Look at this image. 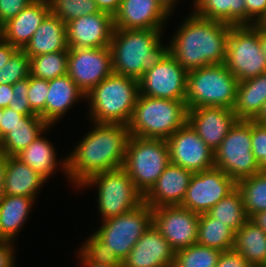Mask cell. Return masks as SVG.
Returning a JSON list of instances; mask_svg holds the SVG:
<instances>
[{"label":"cell","instance_id":"obj_32","mask_svg":"<svg viewBox=\"0 0 266 267\" xmlns=\"http://www.w3.org/2000/svg\"><path fill=\"white\" fill-rule=\"evenodd\" d=\"M235 232L208 213L199 214L197 244L225 251L233 248Z\"/></svg>","mask_w":266,"mask_h":267},{"label":"cell","instance_id":"obj_14","mask_svg":"<svg viewBox=\"0 0 266 267\" xmlns=\"http://www.w3.org/2000/svg\"><path fill=\"white\" fill-rule=\"evenodd\" d=\"M112 73L109 47L69 48L67 74L85 95Z\"/></svg>","mask_w":266,"mask_h":267},{"label":"cell","instance_id":"obj_22","mask_svg":"<svg viewBox=\"0 0 266 267\" xmlns=\"http://www.w3.org/2000/svg\"><path fill=\"white\" fill-rule=\"evenodd\" d=\"M49 13L48 0H34L0 28V37L22 50Z\"/></svg>","mask_w":266,"mask_h":267},{"label":"cell","instance_id":"obj_57","mask_svg":"<svg viewBox=\"0 0 266 267\" xmlns=\"http://www.w3.org/2000/svg\"><path fill=\"white\" fill-rule=\"evenodd\" d=\"M2 116H3V108L0 107V122H1Z\"/></svg>","mask_w":266,"mask_h":267},{"label":"cell","instance_id":"obj_11","mask_svg":"<svg viewBox=\"0 0 266 267\" xmlns=\"http://www.w3.org/2000/svg\"><path fill=\"white\" fill-rule=\"evenodd\" d=\"M151 224L152 208L143 202L127 213L103 220L94 234L123 262Z\"/></svg>","mask_w":266,"mask_h":267},{"label":"cell","instance_id":"obj_55","mask_svg":"<svg viewBox=\"0 0 266 267\" xmlns=\"http://www.w3.org/2000/svg\"><path fill=\"white\" fill-rule=\"evenodd\" d=\"M164 6L165 8L171 13L172 15V10L174 8V5H176L175 3H177L178 0H159Z\"/></svg>","mask_w":266,"mask_h":267},{"label":"cell","instance_id":"obj_4","mask_svg":"<svg viewBox=\"0 0 266 267\" xmlns=\"http://www.w3.org/2000/svg\"><path fill=\"white\" fill-rule=\"evenodd\" d=\"M138 96L137 79L112 73L86 94L90 120L128 125Z\"/></svg>","mask_w":266,"mask_h":267},{"label":"cell","instance_id":"obj_30","mask_svg":"<svg viewBox=\"0 0 266 267\" xmlns=\"http://www.w3.org/2000/svg\"><path fill=\"white\" fill-rule=\"evenodd\" d=\"M233 249L252 267L266 266V233L250 218L235 232Z\"/></svg>","mask_w":266,"mask_h":267},{"label":"cell","instance_id":"obj_39","mask_svg":"<svg viewBox=\"0 0 266 267\" xmlns=\"http://www.w3.org/2000/svg\"><path fill=\"white\" fill-rule=\"evenodd\" d=\"M30 76V58L23 50H17L0 69V85H14Z\"/></svg>","mask_w":266,"mask_h":267},{"label":"cell","instance_id":"obj_27","mask_svg":"<svg viewBox=\"0 0 266 267\" xmlns=\"http://www.w3.org/2000/svg\"><path fill=\"white\" fill-rule=\"evenodd\" d=\"M36 198L5 195L0 201V240L15 241Z\"/></svg>","mask_w":266,"mask_h":267},{"label":"cell","instance_id":"obj_23","mask_svg":"<svg viewBox=\"0 0 266 267\" xmlns=\"http://www.w3.org/2000/svg\"><path fill=\"white\" fill-rule=\"evenodd\" d=\"M48 85L44 121L52 126L71 109L74 103L76 104L78 99L86 100V95L68 74L49 80Z\"/></svg>","mask_w":266,"mask_h":267},{"label":"cell","instance_id":"obj_46","mask_svg":"<svg viewBox=\"0 0 266 267\" xmlns=\"http://www.w3.org/2000/svg\"><path fill=\"white\" fill-rule=\"evenodd\" d=\"M24 116V114L15 112L9 107L3 108V116L0 122V140L19 123V120Z\"/></svg>","mask_w":266,"mask_h":267},{"label":"cell","instance_id":"obj_43","mask_svg":"<svg viewBox=\"0 0 266 267\" xmlns=\"http://www.w3.org/2000/svg\"><path fill=\"white\" fill-rule=\"evenodd\" d=\"M246 25H260L266 20V0H244Z\"/></svg>","mask_w":266,"mask_h":267},{"label":"cell","instance_id":"obj_44","mask_svg":"<svg viewBox=\"0 0 266 267\" xmlns=\"http://www.w3.org/2000/svg\"><path fill=\"white\" fill-rule=\"evenodd\" d=\"M34 0H0V28Z\"/></svg>","mask_w":266,"mask_h":267},{"label":"cell","instance_id":"obj_3","mask_svg":"<svg viewBox=\"0 0 266 267\" xmlns=\"http://www.w3.org/2000/svg\"><path fill=\"white\" fill-rule=\"evenodd\" d=\"M162 30L114 28L109 45L113 73L139 79L170 53L163 46Z\"/></svg>","mask_w":266,"mask_h":267},{"label":"cell","instance_id":"obj_10","mask_svg":"<svg viewBox=\"0 0 266 267\" xmlns=\"http://www.w3.org/2000/svg\"><path fill=\"white\" fill-rule=\"evenodd\" d=\"M225 64L239 82L266 72V57L259 41V25L231 27Z\"/></svg>","mask_w":266,"mask_h":267},{"label":"cell","instance_id":"obj_9","mask_svg":"<svg viewBox=\"0 0 266 267\" xmlns=\"http://www.w3.org/2000/svg\"><path fill=\"white\" fill-rule=\"evenodd\" d=\"M214 167L236 183L260 172L251 146V120H237L214 152Z\"/></svg>","mask_w":266,"mask_h":267},{"label":"cell","instance_id":"obj_45","mask_svg":"<svg viewBox=\"0 0 266 267\" xmlns=\"http://www.w3.org/2000/svg\"><path fill=\"white\" fill-rule=\"evenodd\" d=\"M215 267H252L237 250L222 251Z\"/></svg>","mask_w":266,"mask_h":267},{"label":"cell","instance_id":"obj_13","mask_svg":"<svg viewBox=\"0 0 266 267\" xmlns=\"http://www.w3.org/2000/svg\"><path fill=\"white\" fill-rule=\"evenodd\" d=\"M236 187L237 183L218 168L194 173L181 207L198 214L207 213Z\"/></svg>","mask_w":266,"mask_h":267},{"label":"cell","instance_id":"obj_20","mask_svg":"<svg viewBox=\"0 0 266 267\" xmlns=\"http://www.w3.org/2000/svg\"><path fill=\"white\" fill-rule=\"evenodd\" d=\"M175 252L152 223L122 262V267H172Z\"/></svg>","mask_w":266,"mask_h":267},{"label":"cell","instance_id":"obj_6","mask_svg":"<svg viewBox=\"0 0 266 267\" xmlns=\"http://www.w3.org/2000/svg\"><path fill=\"white\" fill-rule=\"evenodd\" d=\"M238 83L225 63L192 70L187 73L186 106L188 109L203 106L233 109Z\"/></svg>","mask_w":266,"mask_h":267},{"label":"cell","instance_id":"obj_19","mask_svg":"<svg viewBox=\"0 0 266 267\" xmlns=\"http://www.w3.org/2000/svg\"><path fill=\"white\" fill-rule=\"evenodd\" d=\"M237 120L230 108L203 106L188 109L187 122L214 152Z\"/></svg>","mask_w":266,"mask_h":267},{"label":"cell","instance_id":"obj_7","mask_svg":"<svg viewBox=\"0 0 266 267\" xmlns=\"http://www.w3.org/2000/svg\"><path fill=\"white\" fill-rule=\"evenodd\" d=\"M170 163L165 139L130 136L123 169L135 187L145 195Z\"/></svg>","mask_w":266,"mask_h":267},{"label":"cell","instance_id":"obj_54","mask_svg":"<svg viewBox=\"0 0 266 267\" xmlns=\"http://www.w3.org/2000/svg\"><path fill=\"white\" fill-rule=\"evenodd\" d=\"M253 121L266 125V100L262 105L261 110L259 111L258 115L253 119Z\"/></svg>","mask_w":266,"mask_h":267},{"label":"cell","instance_id":"obj_21","mask_svg":"<svg viewBox=\"0 0 266 267\" xmlns=\"http://www.w3.org/2000/svg\"><path fill=\"white\" fill-rule=\"evenodd\" d=\"M194 173L171 162L144 195V202L152 209L162 206H181Z\"/></svg>","mask_w":266,"mask_h":267},{"label":"cell","instance_id":"obj_33","mask_svg":"<svg viewBox=\"0 0 266 267\" xmlns=\"http://www.w3.org/2000/svg\"><path fill=\"white\" fill-rule=\"evenodd\" d=\"M207 213L214 219L228 225L234 232H237L249 219L242 194L237 187Z\"/></svg>","mask_w":266,"mask_h":267},{"label":"cell","instance_id":"obj_52","mask_svg":"<svg viewBox=\"0 0 266 267\" xmlns=\"http://www.w3.org/2000/svg\"><path fill=\"white\" fill-rule=\"evenodd\" d=\"M250 219L266 233V210L256 213Z\"/></svg>","mask_w":266,"mask_h":267},{"label":"cell","instance_id":"obj_1","mask_svg":"<svg viewBox=\"0 0 266 267\" xmlns=\"http://www.w3.org/2000/svg\"><path fill=\"white\" fill-rule=\"evenodd\" d=\"M92 129L67 156L66 177L77 189L93 175L123 168L125 162L128 125L94 123Z\"/></svg>","mask_w":266,"mask_h":267},{"label":"cell","instance_id":"obj_31","mask_svg":"<svg viewBox=\"0 0 266 267\" xmlns=\"http://www.w3.org/2000/svg\"><path fill=\"white\" fill-rule=\"evenodd\" d=\"M196 16L216 20L233 26L246 25V7L244 0H194Z\"/></svg>","mask_w":266,"mask_h":267},{"label":"cell","instance_id":"obj_53","mask_svg":"<svg viewBox=\"0 0 266 267\" xmlns=\"http://www.w3.org/2000/svg\"><path fill=\"white\" fill-rule=\"evenodd\" d=\"M259 41L263 54L266 57V24L259 25Z\"/></svg>","mask_w":266,"mask_h":267},{"label":"cell","instance_id":"obj_56","mask_svg":"<svg viewBox=\"0 0 266 267\" xmlns=\"http://www.w3.org/2000/svg\"><path fill=\"white\" fill-rule=\"evenodd\" d=\"M80 264L83 265V267H110L107 265L97 264L92 261H80Z\"/></svg>","mask_w":266,"mask_h":267},{"label":"cell","instance_id":"obj_40","mask_svg":"<svg viewBox=\"0 0 266 267\" xmlns=\"http://www.w3.org/2000/svg\"><path fill=\"white\" fill-rule=\"evenodd\" d=\"M48 80L29 76L28 100L31 111L44 120V109L48 96Z\"/></svg>","mask_w":266,"mask_h":267},{"label":"cell","instance_id":"obj_50","mask_svg":"<svg viewBox=\"0 0 266 267\" xmlns=\"http://www.w3.org/2000/svg\"><path fill=\"white\" fill-rule=\"evenodd\" d=\"M13 97L12 85H0V107L7 108Z\"/></svg>","mask_w":266,"mask_h":267},{"label":"cell","instance_id":"obj_24","mask_svg":"<svg viewBox=\"0 0 266 267\" xmlns=\"http://www.w3.org/2000/svg\"><path fill=\"white\" fill-rule=\"evenodd\" d=\"M22 50L29 58L58 51H69L66 24L50 12Z\"/></svg>","mask_w":266,"mask_h":267},{"label":"cell","instance_id":"obj_41","mask_svg":"<svg viewBox=\"0 0 266 267\" xmlns=\"http://www.w3.org/2000/svg\"><path fill=\"white\" fill-rule=\"evenodd\" d=\"M252 152L260 171H266V125L251 120Z\"/></svg>","mask_w":266,"mask_h":267},{"label":"cell","instance_id":"obj_18","mask_svg":"<svg viewBox=\"0 0 266 267\" xmlns=\"http://www.w3.org/2000/svg\"><path fill=\"white\" fill-rule=\"evenodd\" d=\"M170 14L159 0H122L113 24L117 29L163 30Z\"/></svg>","mask_w":266,"mask_h":267},{"label":"cell","instance_id":"obj_17","mask_svg":"<svg viewBox=\"0 0 266 267\" xmlns=\"http://www.w3.org/2000/svg\"><path fill=\"white\" fill-rule=\"evenodd\" d=\"M114 30L113 16L100 11L66 23L68 48L109 47Z\"/></svg>","mask_w":266,"mask_h":267},{"label":"cell","instance_id":"obj_26","mask_svg":"<svg viewBox=\"0 0 266 267\" xmlns=\"http://www.w3.org/2000/svg\"><path fill=\"white\" fill-rule=\"evenodd\" d=\"M40 134L27 148L21 150L15 155L21 162L30 166L39 173L47 181L53 175L55 169L60 164V168L67 175V157L62 161H57V156L52 144L49 140ZM60 162V163H59ZM59 163V164H58Z\"/></svg>","mask_w":266,"mask_h":267},{"label":"cell","instance_id":"obj_35","mask_svg":"<svg viewBox=\"0 0 266 267\" xmlns=\"http://www.w3.org/2000/svg\"><path fill=\"white\" fill-rule=\"evenodd\" d=\"M68 51H58L30 58V75L52 80L67 74Z\"/></svg>","mask_w":266,"mask_h":267},{"label":"cell","instance_id":"obj_42","mask_svg":"<svg viewBox=\"0 0 266 267\" xmlns=\"http://www.w3.org/2000/svg\"><path fill=\"white\" fill-rule=\"evenodd\" d=\"M13 97L9 103V108L15 112L24 114L25 116H38L35 115L30 108L28 100V88H29V77L16 82L12 85Z\"/></svg>","mask_w":266,"mask_h":267},{"label":"cell","instance_id":"obj_2","mask_svg":"<svg viewBox=\"0 0 266 267\" xmlns=\"http://www.w3.org/2000/svg\"><path fill=\"white\" fill-rule=\"evenodd\" d=\"M232 26L191 13L170 40V53L187 72L213 64H224Z\"/></svg>","mask_w":266,"mask_h":267},{"label":"cell","instance_id":"obj_48","mask_svg":"<svg viewBox=\"0 0 266 267\" xmlns=\"http://www.w3.org/2000/svg\"><path fill=\"white\" fill-rule=\"evenodd\" d=\"M18 49L0 37V69L8 62Z\"/></svg>","mask_w":266,"mask_h":267},{"label":"cell","instance_id":"obj_36","mask_svg":"<svg viewBox=\"0 0 266 267\" xmlns=\"http://www.w3.org/2000/svg\"><path fill=\"white\" fill-rule=\"evenodd\" d=\"M220 254V250L196 243L176 251L172 267H215Z\"/></svg>","mask_w":266,"mask_h":267},{"label":"cell","instance_id":"obj_15","mask_svg":"<svg viewBox=\"0 0 266 267\" xmlns=\"http://www.w3.org/2000/svg\"><path fill=\"white\" fill-rule=\"evenodd\" d=\"M152 223L175 251L197 242L199 214L189 209L181 206L153 208Z\"/></svg>","mask_w":266,"mask_h":267},{"label":"cell","instance_id":"obj_37","mask_svg":"<svg viewBox=\"0 0 266 267\" xmlns=\"http://www.w3.org/2000/svg\"><path fill=\"white\" fill-rule=\"evenodd\" d=\"M50 12L65 24L81 16L100 12L95 0H48Z\"/></svg>","mask_w":266,"mask_h":267},{"label":"cell","instance_id":"obj_25","mask_svg":"<svg viewBox=\"0 0 266 267\" xmlns=\"http://www.w3.org/2000/svg\"><path fill=\"white\" fill-rule=\"evenodd\" d=\"M47 180L15 156H7L4 193L10 196L37 198L38 190Z\"/></svg>","mask_w":266,"mask_h":267},{"label":"cell","instance_id":"obj_5","mask_svg":"<svg viewBox=\"0 0 266 267\" xmlns=\"http://www.w3.org/2000/svg\"><path fill=\"white\" fill-rule=\"evenodd\" d=\"M187 121L188 108L185 101L139 94L128 129L130 136L166 140Z\"/></svg>","mask_w":266,"mask_h":267},{"label":"cell","instance_id":"obj_38","mask_svg":"<svg viewBox=\"0 0 266 267\" xmlns=\"http://www.w3.org/2000/svg\"><path fill=\"white\" fill-rule=\"evenodd\" d=\"M78 252L79 261H92L110 267H122V262L114 251H110L106 243L102 242L94 233L88 236Z\"/></svg>","mask_w":266,"mask_h":267},{"label":"cell","instance_id":"obj_47","mask_svg":"<svg viewBox=\"0 0 266 267\" xmlns=\"http://www.w3.org/2000/svg\"><path fill=\"white\" fill-rule=\"evenodd\" d=\"M14 242L0 240V267H14Z\"/></svg>","mask_w":266,"mask_h":267},{"label":"cell","instance_id":"obj_12","mask_svg":"<svg viewBox=\"0 0 266 267\" xmlns=\"http://www.w3.org/2000/svg\"><path fill=\"white\" fill-rule=\"evenodd\" d=\"M187 71L169 53L139 79V94L154 98L185 101Z\"/></svg>","mask_w":266,"mask_h":267},{"label":"cell","instance_id":"obj_16","mask_svg":"<svg viewBox=\"0 0 266 267\" xmlns=\"http://www.w3.org/2000/svg\"><path fill=\"white\" fill-rule=\"evenodd\" d=\"M170 162L193 173L214 168L212 151L187 122L166 139Z\"/></svg>","mask_w":266,"mask_h":267},{"label":"cell","instance_id":"obj_34","mask_svg":"<svg viewBox=\"0 0 266 267\" xmlns=\"http://www.w3.org/2000/svg\"><path fill=\"white\" fill-rule=\"evenodd\" d=\"M248 218L266 210V171H260L237 182Z\"/></svg>","mask_w":266,"mask_h":267},{"label":"cell","instance_id":"obj_49","mask_svg":"<svg viewBox=\"0 0 266 267\" xmlns=\"http://www.w3.org/2000/svg\"><path fill=\"white\" fill-rule=\"evenodd\" d=\"M122 0H95L100 11L106 12L114 16L118 11Z\"/></svg>","mask_w":266,"mask_h":267},{"label":"cell","instance_id":"obj_51","mask_svg":"<svg viewBox=\"0 0 266 267\" xmlns=\"http://www.w3.org/2000/svg\"><path fill=\"white\" fill-rule=\"evenodd\" d=\"M7 167V155L0 151V201L5 196L4 193V177Z\"/></svg>","mask_w":266,"mask_h":267},{"label":"cell","instance_id":"obj_8","mask_svg":"<svg viewBox=\"0 0 266 267\" xmlns=\"http://www.w3.org/2000/svg\"><path fill=\"white\" fill-rule=\"evenodd\" d=\"M86 186L98 188L97 205L102 221L127 213L144 202V195L123 168L93 175L80 187Z\"/></svg>","mask_w":266,"mask_h":267},{"label":"cell","instance_id":"obj_29","mask_svg":"<svg viewBox=\"0 0 266 267\" xmlns=\"http://www.w3.org/2000/svg\"><path fill=\"white\" fill-rule=\"evenodd\" d=\"M40 116H23L19 123L0 140V151L7 156H15L27 148L40 134L49 129Z\"/></svg>","mask_w":266,"mask_h":267},{"label":"cell","instance_id":"obj_28","mask_svg":"<svg viewBox=\"0 0 266 267\" xmlns=\"http://www.w3.org/2000/svg\"><path fill=\"white\" fill-rule=\"evenodd\" d=\"M266 100V72L238 83L233 107L238 120H253Z\"/></svg>","mask_w":266,"mask_h":267}]
</instances>
